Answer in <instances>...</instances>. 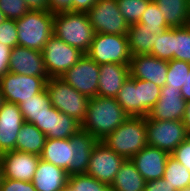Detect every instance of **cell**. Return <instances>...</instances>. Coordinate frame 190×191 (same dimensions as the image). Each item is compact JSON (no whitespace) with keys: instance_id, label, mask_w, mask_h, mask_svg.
Instances as JSON below:
<instances>
[{"instance_id":"obj_47","label":"cell","mask_w":190,"mask_h":191,"mask_svg":"<svg viewBox=\"0 0 190 191\" xmlns=\"http://www.w3.org/2000/svg\"><path fill=\"white\" fill-rule=\"evenodd\" d=\"M183 122L190 137V101L186 103V112Z\"/></svg>"},{"instance_id":"obj_9","label":"cell","mask_w":190,"mask_h":191,"mask_svg":"<svg viewBox=\"0 0 190 191\" xmlns=\"http://www.w3.org/2000/svg\"><path fill=\"white\" fill-rule=\"evenodd\" d=\"M42 54L50 78L61 77L84 56L83 52L68 45L54 34L45 44Z\"/></svg>"},{"instance_id":"obj_34","label":"cell","mask_w":190,"mask_h":191,"mask_svg":"<svg viewBox=\"0 0 190 191\" xmlns=\"http://www.w3.org/2000/svg\"><path fill=\"white\" fill-rule=\"evenodd\" d=\"M190 71V63L177 59L168 61V73L165 86L167 88L181 89L186 83Z\"/></svg>"},{"instance_id":"obj_6","label":"cell","mask_w":190,"mask_h":191,"mask_svg":"<svg viewBox=\"0 0 190 191\" xmlns=\"http://www.w3.org/2000/svg\"><path fill=\"white\" fill-rule=\"evenodd\" d=\"M45 90L54 108L82 124L89 101L87 96L75 90L60 77L49 78Z\"/></svg>"},{"instance_id":"obj_22","label":"cell","mask_w":190,"mask_h":191,"mask_svg":"<svg viewBox=\"0 0 190 191\" xmlns=\"http://www.w3.org/2000/svg\"><path fill=\"white\" fill-rule=\"evenodd\" d=\"M68 178L67 171L40 159L31 182L37 191H63Z\"/></svg>"},{"instance_id":"obj_51","label":"cell","mask_w":190,"mask_h":191,"mask_svg":"<svg viewBox=\"0 0 190 191\" xmlns=\"http://www.w3.org/2000/svg\"><path fill=\"white\" fill-rule=\"evenodd\" d=\"M188 25H190V0H188Z\"/></svg>"},{"instance_id":"obj_1","label":"cell","mask_w":190,"mask_h":191,"mask_svg":"<svg viewBox=\"0 0 190 191\" xmlns=\"http://www.w3.org/2000/svg\"><path fill=\"white\" fill-rule=\"evenodd\" d=\"M97 142L94 136L83 129L66 139L46 138L40 159L64 169L69 176L85 174Z\"/></svg>"},{"instance_id":"obj_33","label":"cell","mask_w":190,"mask_h":191,"mask_svg":"<svg viewBox=\"0 0 190 191\" xmlns=\"http://www.w3.org/2000/svg\"><path fill=\"white\" fill-rule=\"evenodd\" d=\"M150 55L166 61L174 59V28H169L155 37Z\"/></svg>"},{"instance_id":"obj_14","label":"cell","mask_w":190,"mask_h":191,"mask_svg":"<svg viewBox=\"0 0 190 191\" xmlns=\"http://www.w3.org/2000/svg\"><path fill=\"white\" fill-rule=\"evenodd\" d=\"M32 124L50 139L70 138L81 129V123L53 106L42 117L34 119Z\"/></svg>"},{"instance_id":"obj_11","label":"cell","mask_w":190,"mask_h":191,"mask_svg":"<svg viewBox=\"0 0 190 191\" xmlns=\"http://www.w3.org/2000/svg\"><path fill=\"white\" fill-rule=\"evenodd\" d=\"M49 78L7 72L0 79V90L6 102L20 105L44 91Z\"/></svg>"},{"instance_id":"obj_10","label":"cell","mask_w":190,"mask_h":191,"mask_svg":"<svg viewBox=\"0 0 190 191\" xmlns=\"http://www.w3.org/2000/svg\"><path fill=\"white\" fill-rule=\"evenodd\" d=\"M95 33L127 35L129 24L121 14L117 0H97L87 11Z\"/></svg>"},{"instance_id":"obj_21","label":"cell","mask_w":190,"mask_h":191,"mask_svg":"<svg viewBox=\"0 0 190 191\" xmlns=\"http://www.w3.org/2000/svg\"><path fill=\"white\" fill-rule=\"evenodd\" d=\"M129 76V65L115 63L101 64L98 96L115 98Z\"/></svg>"},{"instance_id":"obj_12","label":"cell","mask_w":190,"mask_h":191,"mask_svg":"<svg viewBox=\"0 0 190 191\" xmlns=\"http://www.w3.org/2000/svg\"><path fill=\"white\" fill-rule=\"evenodd\" d=\"M100 65L87 54L60 78L88 98L98 96Z\"/></svg>"},{"instance_id":"obj_2","label":"cell","mask_w":190,"mask_h":191,"mask_svg":"<svg viewBox=\"0 0 190 191\" xmlns=\"http://www.w3.org/2000/svg\"><path fill=\"white\" fill-rule=\"evenodd\" d=\"M128 118L115 98L95 96L89 98L81 129L102 141Z\"/></svg>"},{"instance_id":"obj_29","label":"cell","mask_w":190,"mask_h":191,"mask_svg":"<svg viewBox=\"0 0 190 191\" xmlns=\"http://www.w3.org/2000/svg\"><path fill=\"white\" fill-rule=\"evenodd\" d=\"M115 99L129 116L139 117L138 88H135V78L131 76L127 78Z\"/></svg>"},{"instance_id":"obj_46","label":"cell","mask_w":190,"mask_h":191,"mask_svg":"<svg viewBox=\"0 0 190 191\" xmlns=\"http://www.w3.org/2000/svg\"><path fill=\"white\" fill-rule=\"evenodd\" d=\"M181 96L186 102L190 101V71L186 79V83L181 87Z\"/></svg>"},{"instance_id":"obj_15","label":"cell","mask_w":190,"mask_h":191,"mask_svg":"<svg viewBox=\"0 0 190 191\" xmlns=\"http://www.w3.org/2000/svg\"><path fill=\"white\" fill-rule=\"evenodd\" d=\"M4 178L32 181L40 156L20 151H8L0 155Z\"/></svg>"},{"instance_id":"obj_36","label":"cell","mask_w":190,"mask_h":191,"mask_svg":"<svg viewBox=\"0 0 190 191\" xmlns=\"http://www.w3.org/2000/svg\"><path fill=\"white\" fill-rule=\"evenodd\" d=\"M174 59L190 63V25L174 28Z\"/></svg>"},{"instance_id":"obj_5","label":"cell","mask_w":190,"mask_h":191,"mask_svg":"<svg viewBox=\"0 0 190 191\" xmlns=\"http://www.w3.org/2000/svg\"><path fill=\"white\" fill-rule=\"evenodd\" d=\"M18 46L43 51L53 35L54 14L49 11L29 10L20 19H16Z\"/></svg>"},{"instance_id":"obj_13","label":"cell","mask_w":190,"mask_h":191,"mask_svg":"<svg viewBox=\"0 0 190 191\" xmlns=\"http://www.w3.org/2000/svg\"><path fill=\"white\" fill-rule=\"evenodd\" d=\"M125 160L123 156L98 141L91 152L86 174L110 187Z\"/></svg>"},{"instance_id":"obj_3","label":"cell","mask_w":190,"mask_h":191,"mask_svg":"<svg viewBox=\"0 0 190 191\" xmlns=\"http://www.w3.org/2000/svg\"><path fill=\"white\" fill-rule=\"evenodd\" d=\"M53 34L70 46L87 54L95 35L86 12H61L54 14Z\"/></svg>"},{"instance_id":"obj_41","label":"cell","mask_w":190,"mask_h":191,"mask_svg":"<svg viewBox=\"0 0 190 191\" xmlns=\"http://www.w3.org/2000/svg\"><path fill=\"white\" fill-rule=\"evenodd\" d=\"M48 11L53 14L72 11V0H48Z\"/></svg>"},{"instance_id":"obj_30","label":"cell","mask_w":190,"mask_h":191,"mask_svg":"<svg viewBox=\"0 0 190 191\" xmlns=\"http://www.w3.org/2000/svg\"><path fill=\"white\" fill-rule=\"evenodd\" d=\"M163 178L168 180V183L171 186H174L176 191L190 186L189 169L183 166L171 155L168 157Z\"/></svg>"},{"instance_id":"obj_50","label":"cell","mask_w":190,"mask_h":191,"mask_svg":"<svg viewBox=\"0 0 190 191\" xmlns=\"http://www.w3.org/2000/svg\"><path fill=\"white\" fill-rule=\"evenodd\" d=\"M4 102H5V100H4V97H3L1 90H0V109H1Z\"/></svg>"},{"instance_id":"obj_48","label":"cell","mask_w":190,"mask_h":191,"mask_svg":"<svg viewBox=\"0 0 190 191\" xmlns=\"http://www.w3.org/2000/svg\"><path fill=\"white\" fill-rule=\"evenodd\" d=\"M3 178H4L3 168H2V163H1V159H0V185H1Z\"/></svg>"},{"instance_id":"obj_37","label":"cell","mask_w":190,"mask_h":191,"mask_svg":"<svg viewBox=\"0 0 190 191\" xmlns=\"http://www.w3.org/2000/svg\"><path fill=\"white\" fill-rule=\"evenodd\" d=\"M0 10L7 19H20L30 9L24 0H0Z\"/></svg>"},{"instance_id":"obj_23","label":"cell","mask_w":190,"mask_h":191,"mask_svg":"<svg viewBox=\"0 0 190 191\" xmlns=\"http://www.w3.org/2000/svg\"><path fill=\"white\" fill-rule=\"evenodd\" d=\"M146 181L130 159H126L116 174L111 191H144Z\"/></svg>"},{"instance_id":"obj_42","label":"cell","mask_w":190,"mask_h":191,"mask_svg":"<svg viewBox=\"0 0 190 191\" xmlns=\"http://www.w3.org/2000/svg\"><path fill=\"white\" fill-rule=\"evenodd\" d=\"M144 191H176V190L174 189V186H171L168 183V180L160 178L156 180L147 181L145 184Z\"/></svg>"},{"instance_id":"obj_20","label":"cell","mask_w":190,"mask_h":191,"mask_svg":"<svg viewBox=\"0 0 190 191\" xmlns=\"http://www.w3.org/2000/svg\"><path fill=\"white\" fill-rule=\"evenodd\" d=\"M169 156L164 150L146 145L130 160L147 182L163 178Z\"/></svg>"},{"instance_id":"obj_17","label":"cell","mask_w":190,"mask_h":191,"mask_svg":"<svg viewBox=\"0 0 190 191\" xmlns=\"http://www.w3.org/2000/svg\"><path fill=\"white\" fill-rule=\"evenodd\" d=\"M181 89L161 88L156 104L150 109L147 117L154 120L183 121L186 112V101L181 96Z\"/></svg>"},{"instance_id":"obj_52","label":"cell","mask_w":190,"mask_h":191,"mask_svg":"<svg viewBox=\"0 0 190 191\" xmlns=\"http://www.w3.org/2000/svg\"><path fill=\"white\" fill-rule=\"evenodd\" d=\"M179 191H190V186L185 187V188H183V189H181V190H179Z\"/></svg>"},{"instance_id":"obj_43","label":"cell","mask_w":190,"mask_h":191,"mask_svg":"<svg viewBox=\"0 0 190 191\" xmlns=\"http://www.w3.org/2000/svg\"><path fill=\"white\" fill-rule=\"evenodd\" d=\"M11 48L0 43V79L9 72Z\"/></svg>"},{"instance_id":"obj_32","label":"cell","mask_w":190,"mask_h":191,"mask_svg":"<svg viewBox=\"0 0 190 191\" xmlns=\"http://www.w3.org/2000/svg\"><path fill=\"white\" fill-rule=\"evenodd\" d=\"M63 191H111L110 187L88 174L71 175Z\"/></svg>"},{"instance_id":"obj_38","label":"cell","mask_w":190,"mask_h":191,"mask_svg":"<svg viewBox=\"0 0 190 191\" xmlns=\"http://www.w3.org/2000/svg\"><path fill=\"white\" fill-rule=\"evenodd\" d=\"M0 43L11 49L18 46L16 20L7 19L0 24Z\"/></svg>"},{"instance_id":"obj_25","label":"cell","mask_w":190,"mask_h":191,"mask_svg":"<svg viewBox=\"0 0 190 191\" xmlns=\"http://www.w3.org/2000/svg\"><path fill=\"white\" fill-rule=\"evenodd\" d=\"M155 37H158V34H152L151 30L144 28L142 24L129 25L127 38L131 55L151 54Z\"/></svg>"},{"instance_id":"obj_19","label":"cell","mask_w":190,"mask_h":191,"mask_svg":"<svg viewBox=\"0 0 190 191\" xmlns=\"http://www.w3.org/2000/svg\"><path fill=\"white\" fill-rule=\"evenodd\" d=\"M24 122L19 105L5 101L0 109V155L15 150L17 135Z\"/></svg>"},{"instance_id":"obj_24","label":"cell","mask_w":190,"mask_h":191,"mask_svg":"<svg viewBox=\"0 0 190 191\" xmlns=\"http://www.w3.org/2000/svg\"><path fill=\"white\" fill-rule=\"evenodd\" d=\"M46 136L34 124L24 122L17 135L15 150L40 156Z\"/></svg>"},{"instance_id":"obj_16","label":"cell","mask_w":190,"mask_h":191,"mask_svg":"<svg viewBox=\"0 0 190 191\" xmlns=\"http://www.w3.org/2000/svg\"><path fill=\"white\" fill-rule=\"evenodd\" d=\"M130 76L154 83L162 88L166 84L168 61L161 60L153 55H134L131 57Z\"/></svg>"},{"instance_id":"obj_39","label":"cell","mask_w":190,"mask_h":191,"mask_svg":"<svg viewBox=\"0 0 190 191\" xmlns=\"http://www.w3.org/2000/svg\"><path fill=\"white\" fill-rule=\"evenodd\" d=\"M0 191H37L31 181L3 178Z\"/></svg>"},{"instance_id":"obj_28","label":"cell","mask_w":190,"mask_h":191,"mask_svg":"<svg viewBox=\"0 0 190 191\" xmlns=\"http://www.w3.org/2000/svg\"><path fill=\"white\" fill-rule=\"evenodd\" d=\"M135 88H138L139 117H146L158 101L161 88L152 82L137 78H135Z\"/></svg>"},{"instance_id":"obj_18","label":"cell","mask_w":190,"mask_h":191,"mask_svg":"<svg viewBox=\"0 0 190 191\" xmlns=\"http://www.w3.org/2000/svg\"><path fill=\"white\" fill-rule=\"evenodd\" d=\"M9 72L26 76L49 77L42 52L22 46L11 49Z\"/></svg>"},{"instance_id":"obj_45","label":"cell","mask_w":190,"mask_h":191,"mask_svg":"<svg viewBox=\"0 0 190 191\" xmlns=\"http://www.w3.org/2000/svg\"><path fill=\"white\" fill-rule=\"evenodd\" d=\"M30 10L48 11V0H24Z\"/></svg>"},{"instance_id":"obj_35","label":"cell","mask_w":190,"mask_h":191,"mask_svg":"<svg viewBox=\"0 0 190 191\" xmlns=\"http://www.w3.org/2000/svg\"><path fill=\"white\" fill-rule=\"evenodd\" d=\"M152 0H117L119 10L125 21L131 25L139 22Z\"/></svg>"},{"instance_id":"obj_44","label":"cell","mask_w":190,"mask_h":191,"mask_svg":"<svg viewBox=\"0 0 190 191\" xmlns=\"http://www.w3.org/2000/svg\"><path fill=\"white\" fill-rule=\"evenodd\" d=\"M97 0H72V12H86Z\"/></svg>"},{"instance_id":"obj_8","label":"cell","mask_w":190,"mask_h":191,"mask_svg":"<svg viewBox=\"0 0 190 191\" xmlns=\"http://www.w3.org/2000/svg\"><path fill=\"white\" fill-rule=\"evenodd\" d=\"M147 145L171 154L189 135L183 121L154 120L146 116Z\"/></svg>"},{"instance_id":"obj_7","label":"cell","mask_w":190,"mask_h":191,"mask_svg":"<svg viewBox=\"0 0 190 191\" xmlns=\"http://www.w3.org/2000/svg\"><path fill=\"white\" fill-rule=\"evenodd\" d=\"M87 55L98 65L115 63L129 65L131 52L127 35L95 33Z\"/></svg>"},{"instance_id":"obj_49","label":"cell","mask_w":190,"mask_h":191,"mask_svg":"<svg viewBox=\"0 0 190 191\" xmlns=\"http://www.w3.org/2000/svg\"><path fill=\"white\" fill-rule=\"evenodd\" d=\"M4 20H6V17H5V15H4V13L0 10V24H1Z\"/></svg>"},{"instance_id":"obj_31","label":"cell","mask_w":190,"mask_h":191,"mask_svg":"<svg viewBox=\"0 0 190 191\" xmlns=\"http://www.w3.org/2000/svg\"><path fill=\"white\" fill-rule=\"evenodd\" d=\"M138 23L142 24L144 28L151 30L152 34H160L169 29L165 17L153 0L148 4Z\"/></svg>"},{"instance_id":"obj_26","label":"cell","mask_w":190,"mask_h":191,"mask_svg":"<svg viewBox=\"0 0 190 191\" xmlns=\"http://www.w3.org/2000/svg\"><path fill=\"white\" fill-rule=\"evenodd\" d=\"M169 28L188 25V0H153Z\"/></svg>"},{"instance_id":"obj_4","label":"cell","mask_w":190,"mask_h":191,"mask_svg":"<svg viewBox=\"0 0 190 191\" xmlns=\"http://www.w3.org/2000/svg\"><path fill=\"white\" fill-rule=\"evenodd\" d=\"M101 142L125 159H131L147 145L146 117L129 116Z\"/></svg>"},{"instance_id":"obj_27","label":"cell","mask_w":190,"mask_h":191,"mask_svg":"<svg viewBox=\"0 0 190 191\" xmlns=\"http://www.w3.org/2000/svg\"><path fill=\"white\" fill-rule=\"evenodd\" d=\"M20 110L25 122L33 123L34 119H39L52 107V103L46 90L34 95L33 98L24 100L20 105Z\"/></svg>"},{"instance_id":"obj_40","label":"cell","mask_w":190,"mask_h":191,"mask_svg":"<svg viewBox=\"0 0 190 191\" xmlns=\"http://www.w3.org/2000/svg\"><path fill=\"white\" fill-rule=\"evenodd\" d=\"M170 155L190 171V137L180 143Z\"/></svg>"}]
</instances>
